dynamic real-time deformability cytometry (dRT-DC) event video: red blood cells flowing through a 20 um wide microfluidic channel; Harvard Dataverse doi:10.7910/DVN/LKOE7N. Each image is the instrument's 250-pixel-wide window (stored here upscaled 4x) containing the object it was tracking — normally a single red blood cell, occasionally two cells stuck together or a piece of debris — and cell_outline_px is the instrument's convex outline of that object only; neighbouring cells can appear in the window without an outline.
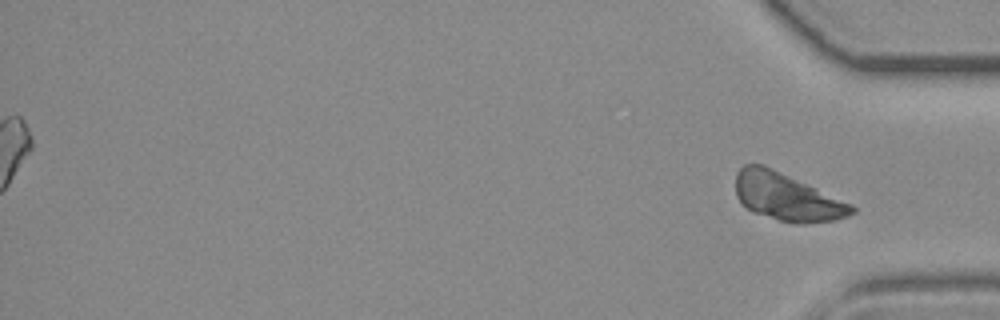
{"species": "common noctule bat (a hibernating species)", "species_latin": "Nyctalus noctula", "temperature_condition": "room temperature", "stored_images_in_passage": 44, "segment_of_instrument_passage": [2, 2], "camera_frame_rate_fps": 3000, "um_per_image_px": 0.085, "animal": {"sex": "female", "body_mass_g": 19.3, "forearm_length_mm": 54.1}, "frame": {"image": 1, "passage_image": 44, "time_ms": 14.333, "image_size_px": [1000, 320], "cell_outline_px": [[856, 212], [848, 216], [832, 220], [804, 224], [796, 224], [780, 220], [752, 212], [744, 208], [736, 196], [736, 172], [744, 164], [764, 164], [852, 204], [856, 208]], "centroid_in_image_um": [66.86, 16.74], "position_along_channel_um": 368.3, "area_um2": 32.25}}